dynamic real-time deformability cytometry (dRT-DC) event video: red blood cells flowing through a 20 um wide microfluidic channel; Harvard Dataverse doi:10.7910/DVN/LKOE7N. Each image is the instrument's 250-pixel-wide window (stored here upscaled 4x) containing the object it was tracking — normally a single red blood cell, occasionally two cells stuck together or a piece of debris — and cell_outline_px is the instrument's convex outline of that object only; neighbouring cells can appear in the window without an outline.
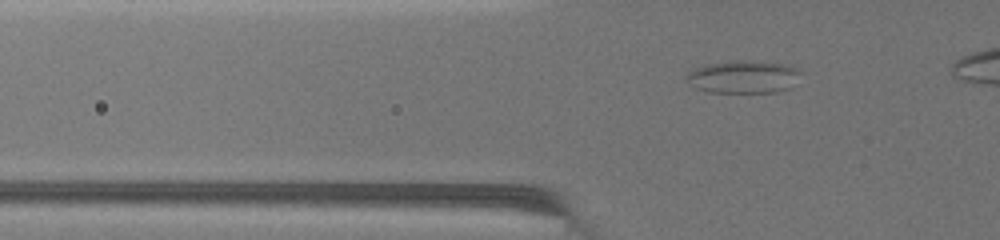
{"species": "common noctule bat (a hibernating species)", "species_latin": "Nyctalus noctula", "temperature_condition": "warm", "stored_images_in_passage": 22, "camera_frame_rate_fps": 3000, "um_per_image_px": 0.085, "animal": {"sex": "female", "body_mass_g": 19.5, "forearm_length_mm": 54.1}, "frame": {"image": 1, "passage_image": 15, "time_ms": 2.333, "image_size_px": [1000, 240], "cell_outline_px": [[800, 72], [792, 88], [776, 92], [712, 92], [696, 88], [688, 84], [684, 80], [688, 72], [692, 68], [708, 64], [728, 60], [752, 60], [784, 64], [796, 68]], "centroid_in_image_um": [63.14, 6.52], "position_along_channel_um": 62.7, "area_um2": 22.02}}
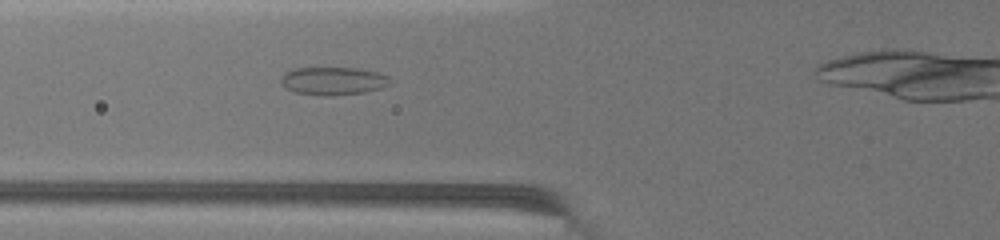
{"frame": {"image": 2, "passage_image": 21, "time_ms": 3.333, "image_size_px": [1000, 240], "cell_outline_px": [[392, 84], [380, 88], [364, 92], [332, 96], [320, 96], [296, 92], [288, 88], [280, 80], [284, 72], [296, 68], [360, 68], [380, 72], [388, 76]], "centroid_in_image_um": [28.37, 6.87], "position_along_channel_um": 97.4, "area_um2": 17.86}}